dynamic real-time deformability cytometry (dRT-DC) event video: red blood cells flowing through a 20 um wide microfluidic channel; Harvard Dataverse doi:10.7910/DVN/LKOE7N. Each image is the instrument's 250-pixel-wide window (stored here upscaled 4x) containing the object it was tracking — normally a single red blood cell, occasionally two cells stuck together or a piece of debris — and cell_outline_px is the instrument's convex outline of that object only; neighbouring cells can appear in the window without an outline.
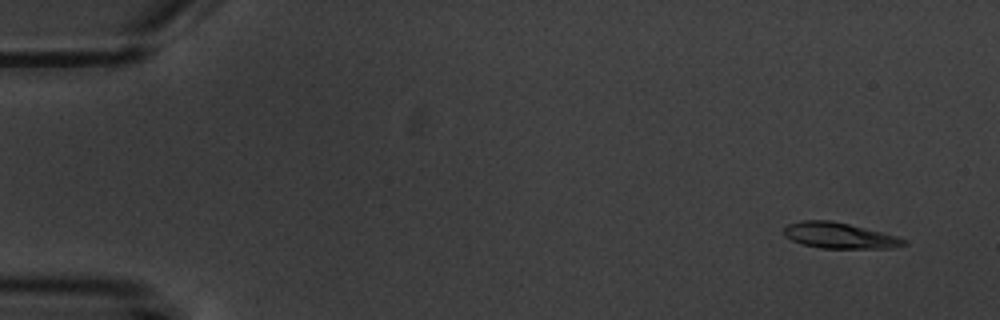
{"species": "common noctule bat (a hibernating species)", "species_latin": "Nyctalus noctula", "temperature_condition": "warm", "stored_images_in_passage": 5, "camera_frame_rate_fps": 3000, "um_per_image_px": 0.085, "animal": {"sex": "male", "body_mass_g": 20.1, "forearm_length_mm": 53.5}, "frame": {"image": 1, "passage_image": 1, "time_ms": 0.0, "image_size_px": [1000, 320], "cell_outline_px": [[908, 244], [892, 248], [820, 248], [804, 244], [792, 240], [784, 236], [784, 228], [788, 224], [800, 220], [832, 220], [896, 236], [908, 240]], "centroid_in_image_um": [71.34, 20.02], "position_along_channel_um": 13.7, "area_um2": 17.92}}
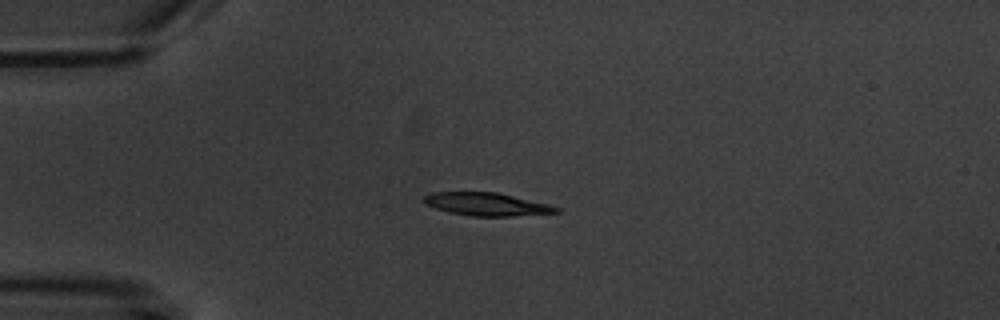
{"frame": {"image": 2, "passage_image": 4, "time_ms": 3.667, "image_size_px": [1000, 320], "cell_outline_px": [[560, 212], [512, 216], [472, 216], [448, 212], [424, 204], [420, 200], [424, 196], [432, 192], [496, 192], [548, 204], [560, 208]], "centroid_in_image_um": [41.31, 17.35], "position_along_channel_um": 43.7, "area_um2": 17.69}}